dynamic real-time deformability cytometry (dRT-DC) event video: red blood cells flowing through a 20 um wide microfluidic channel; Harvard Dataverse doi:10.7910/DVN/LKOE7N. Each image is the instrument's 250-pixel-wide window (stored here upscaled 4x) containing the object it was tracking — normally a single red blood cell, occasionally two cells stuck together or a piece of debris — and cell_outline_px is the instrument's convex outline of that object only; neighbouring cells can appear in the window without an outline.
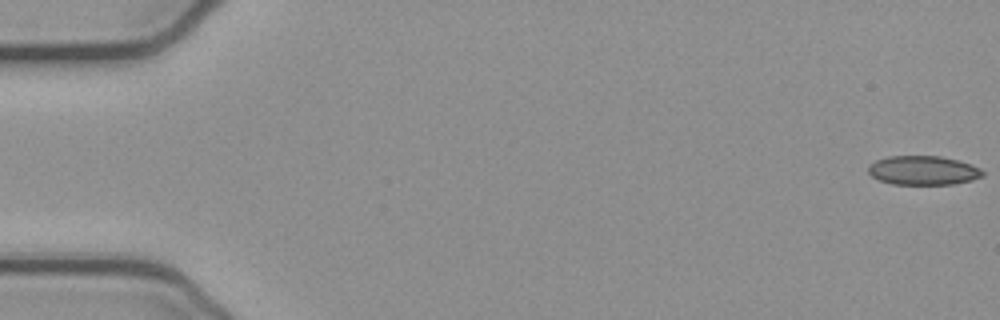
{"species": "common noctule bat (a hibernating species)", "species_latin": "Nyctalus noctula", "temperature_condition": "cold", "stored_images_in_passage": 53, "camera_frame_rate_fps": 3000, "um_per_image_px": 0.085, "animal": {"sex": "female", "body_mass_g": 21.9}, "frame": {"image": 1, "passage_image": 1, "time_ms": 0.0, "image_size_px": [1000, 320], "cell_outline_px": [[984, 176], [972, 180], [952, 184], [892, 184], [880, 180], [872, 176], [868, 172], [868, 164], [876, 160], [888, 156], [940, 156], [972, 164], [980, 168], [984, 172]], "centroid_in_image_um": [78.47, 14.48], "position_along_channel_um": 6.5, "area_um2": 19.42}}
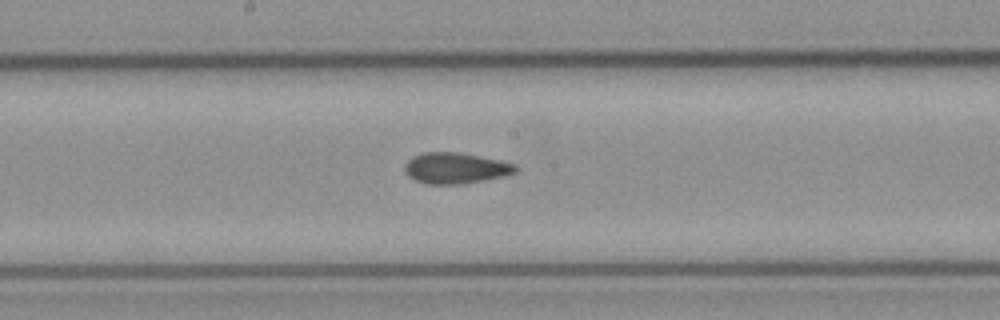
{"frame": {"image": 2, "passage_image": 28, "time_ms": 9.0, "image_size_px": [1000, 320], "cell_outline_px": [[520, 168], [516, 172], [504, 176], [484, 180], [460, 184], [428, 184], [416, 180], [408, 176], [404, 168], [404, 164], [412, 156], [424, 152], [456, 152], [516, 164]], "centroid_in_image_um": [38.7, 14.29], "position_along_channel_um": 209.5, "area_um2": 19.83}}
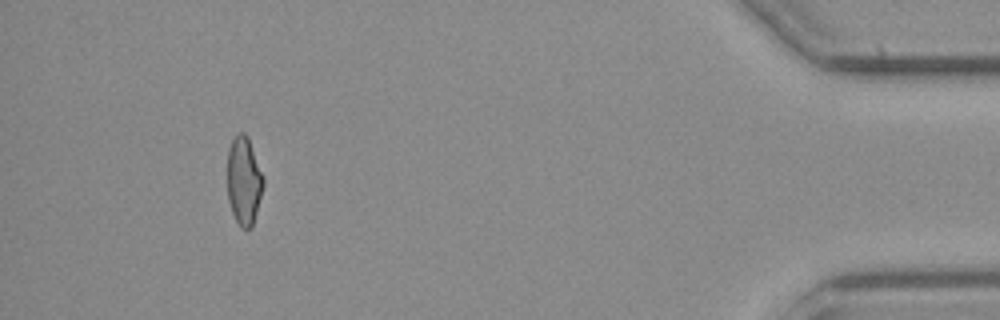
{"frame": {"image": 3, "passage_image": 49, "time_ms": 16.0, "image_size_px": [1000, 320], "cell_outline_px": [[264, 184], [252, 228], [240, 228], [232, 212], [228, 200], [228, 148], [232, 140], [240, 132], [244, 132], [248, 136], [264, 176]], "centroid_in_image_um": [20.74, 15.36], "position_along_channel_um": 414.5, "area_um2": 18.55}, "authors_computed_cell_mechanics": {"area_um2": 19.8254, "velocity_mm_per_s": 3.919, "shape_relaxation_time_tau1_ms": null, "shape_relaxation_time_tau2_ms": 2.7261, "deformation_change_tau1": null, "deformation_change_tau2": 0.0821}}